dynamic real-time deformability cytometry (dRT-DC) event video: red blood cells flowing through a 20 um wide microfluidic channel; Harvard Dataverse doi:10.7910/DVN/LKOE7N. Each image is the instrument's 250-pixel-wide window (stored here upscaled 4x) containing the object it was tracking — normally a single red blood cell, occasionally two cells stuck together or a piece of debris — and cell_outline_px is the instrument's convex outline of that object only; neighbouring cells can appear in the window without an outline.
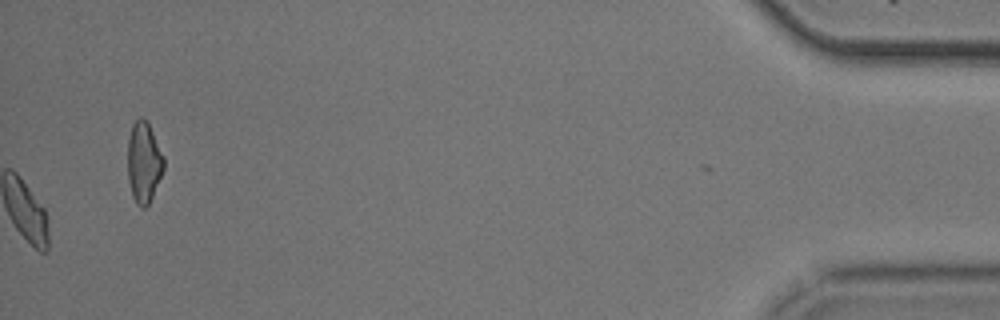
{"species": "common noctule bat (a hibernating species)", "species_latin": "Nyctalus noctula", "temperature_condition": "cold", "stored_images_in_passage": 42, "camera_frame_rate_fps": 3000, "um_per_image_px": 0.085, "animal": {"sex": "male", "body_mass_g": 20.5, "forearm_length_mm": 52.5}, "frame": {"image": 1, "passage_image": 42, "time_ms": 13.667, "image_size_px": [1000, 320], "cell_outline_px": [[164, 168], [152, 196], [148, 204], [144, 208], [140, 208], [136, 204], [132, 196], [128, 180], [128, 140], [132, 124], [140, 116], [144, 116], [148, 120], [164, 156]], "centroid_in_image_um": [12.22, 13.75], "position_along_channel_um": 423.0, "area_um2": 17.22}, "authors_computed_cell_mechanics": {"area_um2": 17.1377, "velocity_mm_per_s": 3.699, "shape_relaxation_time_tau1_ms": 3.7097, "shape_relaxation_time_tau2_ms": null, "deformation_change_tau1": 0.0939, "deformation_change_tau2": null}}